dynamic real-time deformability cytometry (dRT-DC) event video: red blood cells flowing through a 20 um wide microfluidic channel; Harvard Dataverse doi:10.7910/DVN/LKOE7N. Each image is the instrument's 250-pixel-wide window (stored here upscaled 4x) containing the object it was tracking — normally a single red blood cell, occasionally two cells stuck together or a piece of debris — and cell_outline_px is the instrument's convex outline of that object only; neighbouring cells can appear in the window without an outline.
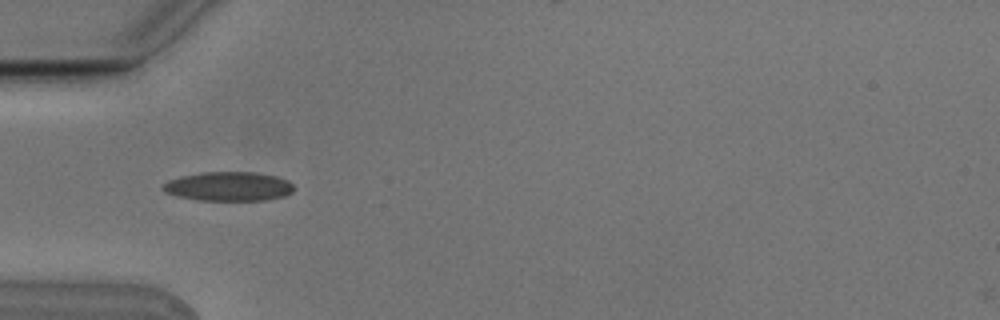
{"species": "Egyptian fruit bat (a non-hibernating species)", "species_latin": "Rousettus aegyptiacus", "temperature_condition": "cold", "stored_images_in_passage": 6, "camera_frame_rate_fps": 3000, "um_per_image_px": 0.085, "animal": {"sex": "male"}, "frame": {"image": 1, "passage_image": 4, "time_ms": 1.0, "image_size_px": [1000, 320], "cell_outline_px": [[292, 192], [284, 196], [264, 200], [200, 200], [180, 196], [164, 192], [160, 188], [168, 180], [180, 176], [204, 172], [252, 172], [276, 176], [288, 180], [292, 184]], "centroid_in_image_um": [19.41, 15.84], "position_along_channel_um": 65.6, "area_um2": 22.08}}
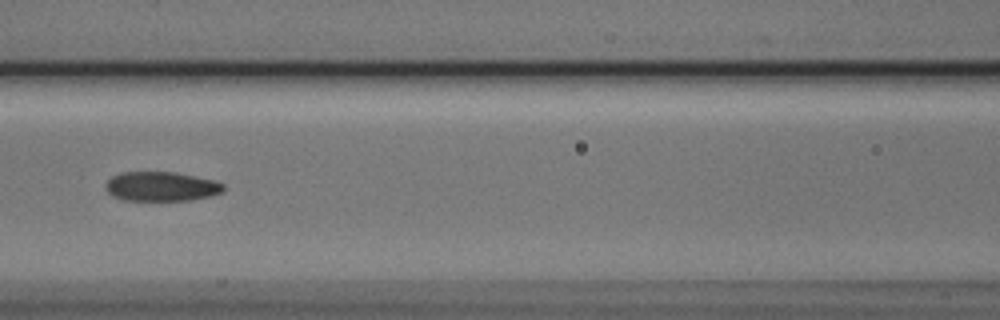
{"frame": {"image": 2, "passage_image": 6, "time_ms": 1.667, "image_size_px": [1000, 320], "cell_outline_px": [[224, 192], [192, 200], [124, 200], [112, 196], [104, 188], [104, 184], [112, 176], [120, 172], [176, 172], [216, 180], [224, 184]], "centroid_in_image_um": [13.7, 15.84], "position_along_channel_um": 152.9, "area_um2": 20.4}}